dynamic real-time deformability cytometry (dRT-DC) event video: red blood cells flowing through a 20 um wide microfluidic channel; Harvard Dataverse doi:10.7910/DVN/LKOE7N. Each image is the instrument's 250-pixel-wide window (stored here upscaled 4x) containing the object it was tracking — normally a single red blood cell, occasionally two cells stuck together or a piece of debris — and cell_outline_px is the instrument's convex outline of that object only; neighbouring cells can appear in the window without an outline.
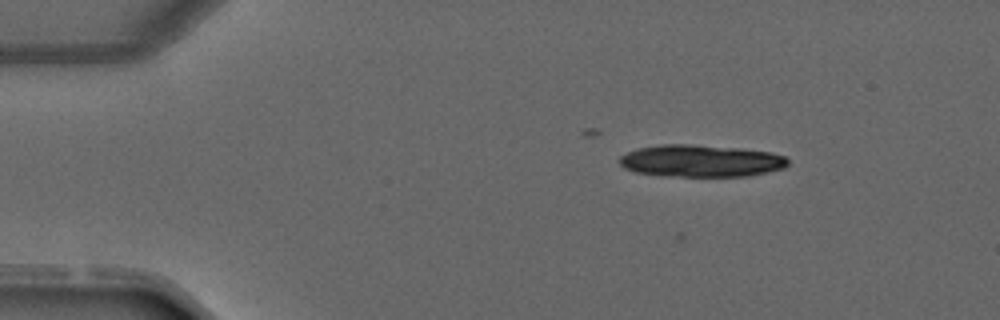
{"species": "common noctule bat (a hibernating species)", "species_latin": "Nyctalus noctula", "temperature_condition": "warm", "stored_images_in_passage": 4, "camera_frame_rate_fps": 3000, "um_per_image_px": 0.085, "animal": {"sex": "male", "forearm_length_mm": 52.5}, "frame": {"image": 1, "passage_image": 2, "time_ms": 1.0, "image_size_px": [1000, 320], "cell_outline_px": [[788, 164], [784, 168], [748, 176], [680, 176], [636, 172], [624, 168], [620, 164], [620, 156], [636, 148], [660, 144], [688, 144], [740, 148], [772, 152], [784, 156], [788, 160]], "centroid_in_image_um": [59.59, 13.66], "position_along_channel_um": 25.4, "area_um2": 31.39}}